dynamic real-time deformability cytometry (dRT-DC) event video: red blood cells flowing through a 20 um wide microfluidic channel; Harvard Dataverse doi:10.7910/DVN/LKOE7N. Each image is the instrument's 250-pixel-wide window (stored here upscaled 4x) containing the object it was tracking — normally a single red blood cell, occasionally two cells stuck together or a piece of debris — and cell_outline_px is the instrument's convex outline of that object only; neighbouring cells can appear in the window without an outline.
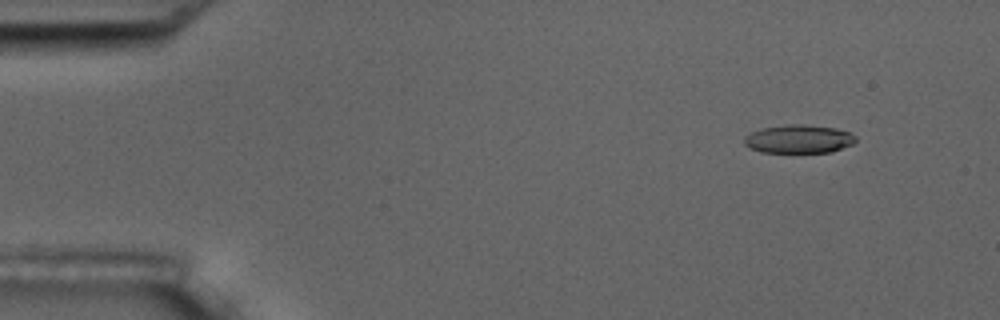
{"species": "common noctule bat (a hibernating species)", "species_latin": "Nyctalus noctula", "temperature_condition": "room temperature", "stored_images_in_passage": 6, "camera_frame_rate_fps": 3000, "um_per_image_px": 0.085, "animal": {"sex": "male", "body_mass_g": 17.5, "forearm_length_mm": 52.3}, "frame": {"image": 1, "passage_image": 2, "time_ms": 1.0, "image_size_px": [1000, 320], "cell_outline_px": [[856, 140], [852, 144], [832, 152], [760, 152], [744, 144], [744, 136], [760, 128], [784, 124], [804, 124], [836, 128], [848, 132], [856, 136]], "centroid_in_image_um": [67.88, 11.8], "position_along_channel_um": 17.1, "area_um2": 18.5}}
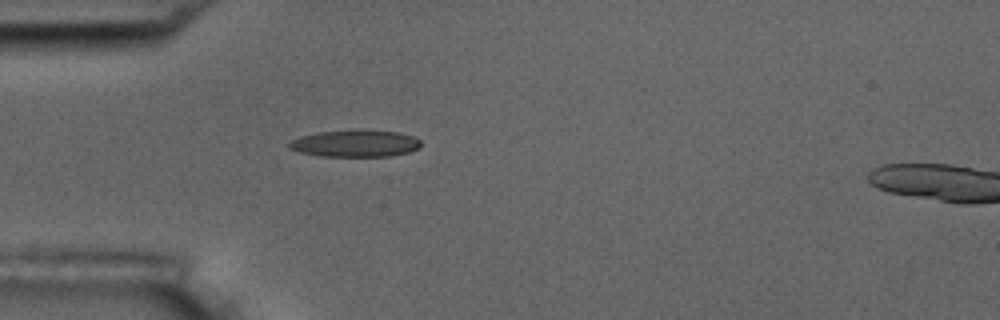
{"frame": {"image": 2, "passage_image": 5, "time_ms": 4.667, "image_size_px": [1000, 320], "cell_outline_px": [[420, 148], [408, 152], [388, 156], [324, 156], [300, 152], [288, 148], [288, 144], [292, 140], [300, 136], [320, 132], [400, 132], [416, 136], [420, 140]], "centroid_in_image_um": [30.22, 12.22], "position_along_channel_um": 54.8, "area_um2": 19.88}}